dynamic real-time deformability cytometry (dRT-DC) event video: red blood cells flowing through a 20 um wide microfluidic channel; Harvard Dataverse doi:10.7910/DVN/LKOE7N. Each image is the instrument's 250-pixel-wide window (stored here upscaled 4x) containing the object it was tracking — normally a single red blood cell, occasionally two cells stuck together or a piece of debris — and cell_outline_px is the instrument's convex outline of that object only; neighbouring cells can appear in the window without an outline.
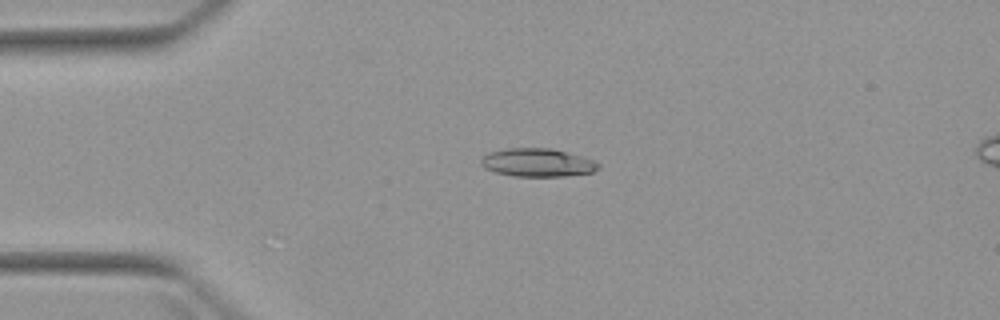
{"species": "Egyptian fruit bat (a non-hibernating species)", "species_latin": "Rousettus aegyptiacus", "temperature_condition": "warm", "stored_images_in_passage": 6, "camera_frame_rate_fps": 3000, "um_per_image_px": 0.085, "animal": {"sex": "female"}, "frame": {"image": 1, "passage_image": 4, "time_ms": 3.667, "image_size_px": [1000, 320], "cell_outline_px": [[600, 168], [592, 172], [564, 176], [512, 176], [496, 172], [484, 168], [480, 164], [480, 160], [488, 152], [508, 148], [552, 148], [580, 156], [592, 160], [600, 164]], "centroid_in_image_um": [45.65, 13.82], "position_along_channel_um": 39.3, "area_um2": 19.25}}